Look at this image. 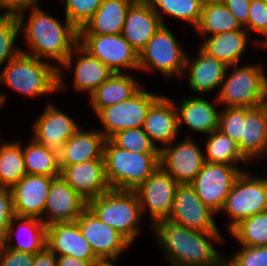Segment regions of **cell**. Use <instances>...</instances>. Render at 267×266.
Listing matches in <instances>:
<instances>
[{"label": "cell", "mask_w": 267, "mask_h": 266, "mask_svg": "<svg viewBox=\"0 0 267 266\" xmlns=\"http://www.w3.org/2000/svg\"><path fill=\"white\" fill-rule=\"evenodd\" d=\"M30 10L27 24L24 23V9L16 13L20 31H23L25 41L33 53L22 49L21 52L38 59L52 58L61 63V66L71 68L73 49L79 42V30L67 18L63 24L38 6L30 7Z\"/></svg>", "instance_id": "obj_1"}, {"label": "cell", "mask_w": 267, "mask_h": 266, "mask_svg": "<svg viewBox=\"0 0 267 266\" xmlns=\"http://www.w3.org/2000/svg\"><path fill=\"white\" fill-rule=\"evenodd\" d=\"M153 226L172 266H220L226 259L211 242L223 241L220 232L191 230L168 220L159 221Z\"/></svg>", "instance_id": "obj_2"}, {"label": "cell", "mask_w": 267, "mask_h": 266, "mask_svg": "<svg viewBox=\"0 0 267 266\" xmlns=\"http://www.w3.org/2000/svg\"><path fill=\"white\" fill-rule=\"evenodd\" d=\"M26 97L43 96L64 87L61 68L20 52L0 74V83Z\"/></svg>", "instance_id": "obj_3"}, {"label": "cell", "mask_w": 267, "mask_h": 266, "mask_svg": "<svg viewBox=\"0 0 267 266\" xmlns=\"http://www.w3.org/2000/svg\"><path fill=\"white\" fill-rule=\"evenodd\" d=\"M103 159L109 186L117 190H135L160 167V153L124 150L110 139L105 142Z\"/></svg>", "instance_id": "obj_4"}, {"label": "cell", "mask_w": 267, "mask_h": 266, "mask_svg": "<svg viewBox=\"0 0 267 266\" xmlns=\"http://www.w3.org/2000/svg\"><path fill=\"white\" fill-rule=\"evenodd\" d=\"M87 207L103 223L117 230L130 243L139 233L142 212L134 190L110 189L89 200Z\"/></svg>", "instance_id": "obj_5"}, {"label": "cell", "mask_w": 267, "mask_h": 266, "mask_svg": "<svg viewBox=\"0 0 267 266\" xmlns=\"http://www.w3.org/2000/svg\"><path fill=\"white\" fill-rule=\"evenodd\" d=\"M234 67L232 74L227 72ZM229 74V75H227ZM229 76V77H227ZM256 108L267 103V77L258 65L228 66L215 103Z\"/></svg>", "instance_id": "obj_6"}, {"label": "cell", "mask_w": 267, "mask_h": 266, "mask_svg": "<svg viewBox=\"0 0 267 266\" xmlns=\"http://www.w3.org/2000/svg\"><path fill=\"white\" fill-rule=\"evenodd\" d=\"M186 54L171 31L162 25L138 55V70L156 69L164 76H181ZM179 74V75H178Z\"/></svg>", "instance_id": "obj_7"}, {"label": "cell", "mask_w": 267, "mask_h": 266, "mask_svg": "<svg viewBox=\"0 0 267 266\" xmlns=\"http://www.w3.org/2000/svg\"><path fill=\"white\" fill-rule=\"evenodd\" d=\"M231 219L229 231L239 222L267 211V177H250L246 171L237 177L222 211Z\"/></svg>", "instance_id": "obj_8"}, {"label": "cell", "mask_w": 267, "mask_h": 266, "mask_svg": "<svg viewBox=\"0 0 267 266\" xmlns=\"http://www.w3.org/2000/svg\"><path fill=\"white\" fill-rule=\"evenodd\" d=\"M141 87L128 100L102 108L96 115L103 123L106 139L117 132L130 128H143L151 105L159 98Z\"/></svg>", "instance_id": "obj_9"}, {"label": "cell", "mask_w": 267, "mask_h": 266, "mask_svg": "<svg viewBox=\"0 0 267 266\" xmlns=\"http://www.w3.org/2000/svg\"><path fill=\"white\" fill-rule=\"evenodd\" d=\"M242 171L235 165L205 161L190 185L203 203L217 214L222 211L227 196Z\"/></svg>", "instance_id": "obj_10"}, {"label": "cell", "mask_w": 267, "mask_h": 266, "mask_svg": "<svg viewBox=\"0 0 267 266\" xmlns=\"http://www.w3.org/2000/svg\"><path fill=\"white\" fill-rule=\"evenodd\" d=\"M78 44L113 73L125 68L138 70V54L122 34H79Z\"/></svg>", "instance_id": "obj_11"}, {"label": "cell", "mask_w": 267, "mask_h": 266, "mask_svg": "<svg viewBox=\"0 0 267 266\" xmlns=\"http://www.w3.org/2000/svg\"><path fill=\"white\" fill-rule=\"evenodd\" d=\"M178 185L179 183L160 166L134 190L142 214L147 209L150 211L152 225L168 219Z\"/></svg>", "instance_id": "obj_12"}, {"label": "cell", "mask_w": 267, "mask_h": 266, "mask_svg": "<svg viewBox=\"0 0 267 266\" xmlns=\"http://www.w3.org/2000/svg\"><path fill=\"white\" fill-rule=\"evenodd\" d=\"M216 213L197 196L190 184H179L168 221L201 232H219L213 216Z\"/></svg>", "instance_id": "obj_13"}, {"label": "cell", "mask_w": 267, "mask_h": 266, "mask_svg": "<svg viewBox=\"0 0 267 266\" xmlns=\"http://www.w3.org/2000/svg\"><path fill=\"white\" fill-rule=\"evenodd\" d=\"M204 155L189 136L160 149V166L179 184H190L205 163Z\"/></svg>", "instance_id": "obj_14"}, {"label": "cell", "mask_w": 267, "mask_h": 266, "mask_svg": "<svg viewBox=\"0 0 267 266\" xmlns=\"http://www.w3.org/2000/svg\"><path fill=\"white\" fill-rule=\"evenodd\" d=\"M75 223L97 258H118L131 244L117 230L99 220L88 207L82 211Z\"/></svg>", "instance_id": "obj_15"}, {"label": "cell", "mask_w": 267, "mask_h": 266, "mask_svg": "<svg viewBox=\"0 0 267 266\" xmlns=\"http://www.w3.org/2000/svg\"><path fill=\"white\" fill-rule=\"evenodd\" d=\"M56 177L26 174L12 188L14 215L43 221L46 200Z\"/></svg>", "instance_id": "obj_16"}, {"label": "cell", "mask_w": 267, "mask_h": 266, "mask_svg": "<svg viewBox=\"0 0 267 266\" xmlns=\"http://www.w3.org/2000/svg\"><path fill=\"white\" fill-rule=\"evenodd\" d=\"M62 179L87 202L110 190L104 159L60 165Z\"/></svg>", "instance_id": "obj_17"}, {"label": "cell", "mask_w": 267, "mask_h": 266, "mask_svg": "<svg viewBox=\"0 0 267 266\" xmlns=\"http://www.w3.org/2000/svg\"><path fill=\"white\" fill-rule=\"evenodd\" d=\"M87 207V201L81 197L61 176L56 177L50 187L43 219L46 226L52 223L75 222Z\"/></svg>", "instance_id": "obj_18"}, {"label": "cell", "mask_w": 267, "mask_h": 266, "mask_svg": "<svg viewBox=\"0 0 267 266\" xmlns=\"http://www.w3.org/2000/svg\"><path fill=\"white\" fill-rule=\"evenodd\" d=\"M162 25L148 0H135L127 11L121 34L139 55Z\"/></svg>", "instance_id": "obj_19"}, {"label": "cell", "mask_w": 267, "mask_h": 266, "mask_svg": "<svg viewBox=\"0 0 267 266\" xmlns=\"http://www.w3.org/2000/svg\"><path fill=\"white\" fill-rule=\"evenodd\" d=\"M46 247L56 256L68 255L88 261H95L97 259L90 244L81 234L75 222L52 223L48 225Z\"/></svg>", "instance_id": "obj_20"}, {"label": "cell", "mask_w": 267, "mask_h": 266, "mask_svg": "<svg viewBox=\"0 0 267 266\" xmlns=\"http://www.w3.org/2000/svg\"><path fill=\"white\" fill-rule=\"evenodd\" d=\"M33 127L34 140L58 152L80 128L71 117L58 110L54 104L46 106L41 117L34 122Z\"/></svg>", "instance_id": "obj_21"}, {"label": "cell", "mask_w": 267, "mask_h": 266, "mask_svg": "<svg viewBox=\"0 0 267 266\" xmlns=\"http://www.w3.org/2000/svg\"><path fill=\"white\" fill-rule=\"evenodd\" d=\"M237 144L248 161L267 154V103L256 108L242 107V129Z\"/></svg>", "instance_id": "obj_22"}, {"label": "cell", "mask_w": 267, "mask_h": 266, "mask_svg": "<svg viewBox=\"0 0 267 266\" xmlns=\"http://www.w3.org/2000/svg\"><path fill=\"white\" fill-rule=\"evenodd\" d=\"M143 129L153 144L155 141V146L156 141L160 142L162 147L174 143L179 131L174 102L160 95L148 110Z\"/></svg>", "instance_id": "obj_23"}, {"label": "cell", "mask_w": 267, "mask_h": 266, "mask_svg": "<svg viewBox=\"0 0 267 266\" xmlns=\"http://www.w3.org/2000/svg\"><path fill=\"white\" fill-rule=\"evenodd\" d=\"M106 140L101 131L86 132L79 128L59 151L60 165H74L90 160L103 159Z\"/></svg>", "instance_id": "obj_24"}, {"label": "cell", "mask_w": 267, "mask_h": 266, "mask_svg": "<svg viewBox=\"0 0 267 266\" xmlns=\"http://www.w3.org/2000/svg\"><path fill=\"white\" fill-rule=\"evenodd\" d=\"M227 67L223 62L209 56L200 48L196 59L191 60L186 55L184 70L189 72L188 79L191 90L196 93H206L216 87H221Z\"/></svg>", "instance_id": "obj_25"}, {"label": "cell", "mask_w": 267, "mask_h": 266, "mask_svg": "<svg viewBox=\"0 0 267 266\" xmlns=\"http://www.w3.org/2000/svg\"><path fill=\"white\" fill-rule=\"evenodd\" d=\"M135 0H104L79 34H121L126 14Z\"/></svg>", "instance_id": "obj_26"}, {"label": "cell", "mask_w": 267, "mask_h": 266, "mask_svg": "<svg viewBox=\"0 0 267 266\" xmlns=\"http://www.w3.org/2000/svg\"><path fill=\"white\" fill-rule=\"evenodd\" d=\"M179 107L176 108L179 128L184 123L192 131L207 135L218 130L220 112L206 99L189 97Z\"/></svg>", "instance_id": "obj_27"}, {"label": "cell", "mask_w": 267, "mask_h": 266, "mask_svg": "<svg viewBox=\"0 0 267 266\" xmlns=\"http://www.w3.org/2000/svg\"><path fill=\"white\" fill-rule=\"evenodd\" d=\"M248 34L249 32L242 27L241 29L211 35L202 42L200 48L225 65L233 66L239 63L247 48Z\"/></svg>", "instance_id": "obj_28"}, {"label": "cell", "mask_w": 267, "mask_h": 266, "mask_svg": "<svg viewBox=\"0 0 267 266\" xmlns=\"http://www.w3.org/2000/svg\"><path fill=\"white\" fill-rule=\"evenodd\" d=\"M17 221H19L17 228L21 229L20 232L23 230V232L25 231L24 233H28V235L27 239H24L23 241L18 240V242L14 244L12 243L13 235H19L17 233L18 230L14 229L15 222ZM46 231L47 226L39 218L14 216L8 226V230L6 231L4 238L0 241V243L4 247L12 250L36 254L46 247Z\"/></svg>", "instance_id": "obj_29"}, {"label": "cell", "mask_w": 267, "mask_h": 266, "mask_svg": "<svg viewBox=\"0 0 267 266\" xmlns=\"http://www.w3.org/2000/svg\"><path fill=\"white\" fill-rule=\"evenodd\" d=\"M141 87L132 76L113 73L90 95V105L97 114L102 108L128 100Z\"/></svg>", "instance_id": "obj_30"}, {"label": "cell", "mask_w": 267, "mask_h": 266, "mask_svg": "<svg viewBox=\"0 0 267 266\" xmlns=\"http://www.w3.org/2000/svg\"><path fill=\"white\" fill-rule=\"evenodd\" d=\"M73 52L79 55L74 69V87L79 91H87L91 95L113 72L79 44Z\"/></svg>", "instance_id": "obj_31"}, {"label": "cell", "mask_w": 267, "mask_h": 266, "mask_svg": "<svg viewBox=\"0 0 267 266\" xmlns=\"http://www.w3.org/2000/svg\"><path fill=\"white\" fill-rule=\"evenodd\" d=\"M23 149L26 174L59 177V152L37 143L34 139Z\"/></svg>", "instance_id": "obj_32"}, {"label": "cell", "mask_w": 267, "mask_h": 266, "mask_svg": "<svg viewBox=\"0 0 267 266\" xmlns=\"http://www.w3.org/2000/svg\"><path fill=\"white\" fill-rule=\"evenodd\" d=\"M242 26L222 1L203 4L201 18L196 27L201 34L211 35L241 29Z\"/></svg>", "instance_id": "obj_33"}, {"label": "cell", "mask_w": 267, "mask_h": 266, "mask_svg": "<svg viewBox=\"0 0 267 266\" xmlns=\"http://www.w3.org/2000/svg\"><path fill=\"white\" fill-rule=\"evenodd\" d=\"M208 136L205 146L207 154L204 155L206 162L235 165L240 161L248 165V160L242 155L237 142L219 130L213 131Z\"/></svg>", "instance_id": "obj_34"}, {"label": "cell", "mask_w": 267, "mask_h": 266, "mask_svg": "<svg viewBox=\"0 0 267 266\" xmlns=\"http://www.w3.org/2000/svg\"><path fill=\"white\" fill-rule=\"evenodd\" d=\"M25 175L23 149L20 144H0V186L12 188Z\"/></svg>", "instance_id": "obj_35"}, {"label": "cell", "mask_w": 267, "mask_h": 266, "mask_svg": "<svg viewBox=\"0 0 267 266\" xmlns=\"http://www.w3.org/2000/svg\"><path fill=\"white\" fill-rule=\"evenodd\" d=\"M153 10L163 22L162 13L173 16L179 20H184L195 28L197 27L200 18L203 3L200 0H148ZM160 8V10H159ZM162 10V11H161ZM161 11V12H159Z\"/></svg>", "instance_id": "obj_36"}, {"label": "cell", "mask_w": 267, "mask_h": 266, "mask_svg": "<svg viewBox=\"0 0 267 266\" xmlns=\"http://www.w3.org/2000/svg\"><path fill=\"white\" fill-rule=\"evenodd\" d=\"M230 233L238 239L241 246H267V211L242 220Z\"/></svg>", "instance_id": "obj_37"}, {"label": "cell", "mask_w": 267, "mask_h": 266, "mask_svg": "<svg viewBox=\"0 0 267 266\" xmlns=\"http://www.w3.org/2000/svg\"><path fill=\"white\" fill-rule=\"evenodd\" d=\"M20 33L19 20L16 13L0 14V67L15 58L21 48H15V40Z\"/></svg>", "instance_id": "obj_38"}, {"label": "cell", "mask_w": 267, "mask_h": 266, "mask_svg": "<svg viewBox=\"0 0 267 266\" xmlns=\"http://www.w3.org/2000/svg\"><path fill=\"white\" fill-rule=\"evenodd\" d=\"M110 140L119 148L136 153H160L143 128H130L117 132Z\"/></svg>", "instance_id": "obj_39"}, {"label": "cell", "mask_w": 267, "mask_h": 266, "mask_svg": "<svg viewBox=\"0 0 267 266\" xmlns=\"http://www.w3.org/2000/svg\"><path fill=\"white\" fill-rule=\"evenodd\" d=\"M65 17L79 30L104 0H65Z\"/></svg>", "instance_id": "obj_40"}, {"label": "cell", "mask_w": 267, "mask_h": 266, "mask_svg": "<svg viewBox=\"0 0 267 266\" xmlns=\"http://www.w3.org/2000/svg\"><path fill=\"white\" fill-rule=\"evenodd\" d=\"M241 129L242 107H225L219 115L218 130L238 143L240 141Z\"/></svg>", "instance_id": "obj_41"}, {"label": "cell", "mask_w": 267, "mask_h": 266, "mask_svg": "<svg viewBox=\"0 0 267 266\" xmlns=\"http://www.w3.org/2000/svg\"><path fill=\"white\" fill-rule=\"evenodd\" d=\"M247 31H254L266 37V40H257V43L267 48V4L262 0H251Z\"/></svg>", "instance_id": "obj_42"}, {"label": "cell", "mask_w": 267, "mask_h": 266, "mask_svg": "<svg viewBox=\"0 0 267 266\" xmlns=\"http://www.w3.org/2000/svg\"><path fill=\"white\" fill-rule=\"evenodd\" d=\"M227 262L231 266H267V246H243Z\"/></svg>", "instance_id": "obj_43"}, {"label": "cell", "mask_w": 267, "mask_h": 266, "mask_svg": "<svg viewBox=\"0 0 267 266\" xmlns=\"http://www.w3.org/2000/svg\"><path fill=\"white\" fill-rule=\"evenodd\" d=\"M14 216L12 190L0 186V241L4 238Z\"/></svg>", "instance_id": "obj_44"}, {"label": "cell", "mask_w": 267, "mask_h": 266, "mask_svg": "<svg viewBox=\"0 0 267 266\" xmlns=\"http://www.w3.org/2000/svg\"><path fill=\"white\" fill-rule=\"evenodd\" d=\"M35 254L12 250L0 243V266H33Z\"/></svg>", "instance_id": "obj_45"}, {"label": "cell", "mask_w": 267, "mask_h": 266, "mask_svg": "<svg viewBox=\"0 0 267 266\" xmlns=\"http://www.w3.org/2000/svg\"><path fill=\"white\" fill-rule=\"evenodd\" d=\"M239 24L247 30V20L251 0H222Z\"/></svg>", "instance_id": "obj_46"}, {"label": "cell", "mask_w": 267, "mask_h": 266, "mask_svg": "<svg viewBox=\"0 0 267 266\" xmlns=\"http://www.w3.org/2000/svg\"><path fill=\"white\" fill-rule=\"evenodd\" d=\"M39 0H0V8H3L4 13H17L24 9L27 11L28 7L37 6L36 2Z\"/></svg>", "instance_id": "obj_47"}, {"label": "cell", "mask_w": 267, "mask_h": 266, "mask_svg": "<svg viewBox=\"0 0 267 266\" xmlns=\"http://www.w3.org/2000/svg\"><path fill=\"white\" fill-rule=\"evenodd\" d=\"M33 266H57V256L45 247L35 254Z\"/></svg>", "instance_id": "obj_48"}, {"label": "cell", "mask_w": 267, "mask_h": 266, "mask_svg": "<svg viewBox=\"0 0 267 266\" xmlns=\"http://www.w3.org/2000/svg\"><path fill=\"white\" fill-rule=\"evenodd\" d=\"M94 261L81 260L72 256H57V266H92Z\"/></svg>", "instance_id": "obj_49"}, {"label": "cell", "mask_w": 267, "mask_h": 266, "mask_svg": "<svg viewBox=\"0 0 267 266\" xmlns=\"http://www.w3.org/2000/svg\"><path fill=\"white\" fill-rule=\"evenodd\" d=\"M118 258H97L92 266H116L112 261H115Z\"/></svg>", "instance_id": "obj_50"}, {"label": "cell", "mask_w": 267, "mask_h": 266, "mask_svg": "<svg viewBox=\"0 0 267 266\" xmlns=\"http://www.w3.org/2000/svg\"><path fill=\"white\" fill-rule=\"evenodd\" d=\"M5 95L0 94V106L3 105L4 101H5Z\"/></svg>", "instance_id": "obj_51"}, {"label": "cell", "mask_w": 267, "mask_h": 266, "mask_svg": "<svg viewBox=\"0 0 267 266\" xmlns=\"http://www.w3.org/2000/svg\"><path fill=\"white\" fill-rule=\"evenodd\" d=\"M220 266H231V265L227 262V260L224 259V260L221 262Z\"/></svg>", "instance_id": "obj_52"}, {"label": "cell", "mask_w": 267, "mask_h": 266, "mask_svg": "<svg viewBox=\"0 0 267 266\" xmlns=\"http://www.w3.org/2000/svg\"><path fill=\"white\" fill-rule=\"evenodd\" d=\"M203 4L209 3V2H214V1H222V0H200Z\"/></svg>", "instance_id": "obj_53"}]
</instances>
